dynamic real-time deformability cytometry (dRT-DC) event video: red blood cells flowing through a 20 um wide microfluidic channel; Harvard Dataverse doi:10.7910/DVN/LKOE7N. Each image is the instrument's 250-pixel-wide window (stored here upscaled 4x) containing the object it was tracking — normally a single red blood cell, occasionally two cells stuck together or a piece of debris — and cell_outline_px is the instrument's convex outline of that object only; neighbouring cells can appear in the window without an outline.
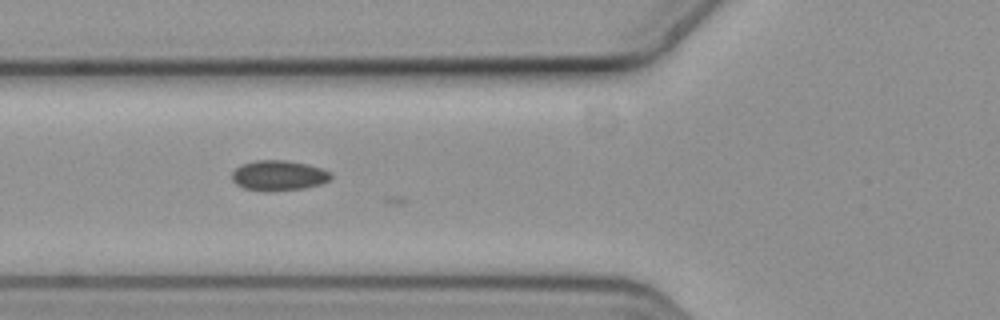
{"species": "common noctule bat (a hibernating species)", "species_latin": "Nyctalus noctula", "temperature_condition": "cold", "stored_images_in_passage": 5, "camera_frame_rate_fps": 3000, "um_per_image_px": 0.085, "animal": {"sex": "female", "body_mass_g": 19.3, "forearm_length_mm": 54.1}, "frame": {"image": 1, "passage_image": 3, "time_ms": 0.667, "image_size_px": [1000, 320], "cell_outline_px": [[332, 176], [328, 180], [320, 184], [304, 188], [272, 192], [268, 192], [244, 188], [236, 184], [232, 180], [232, 172], [240, 164], [256, 160], [284, 160], [308, 164], [332, 172]], "centroid_in_image_um": [23.66, 14.92], "position_along_channel_um": 102.1, "area_um2": 17.57}}
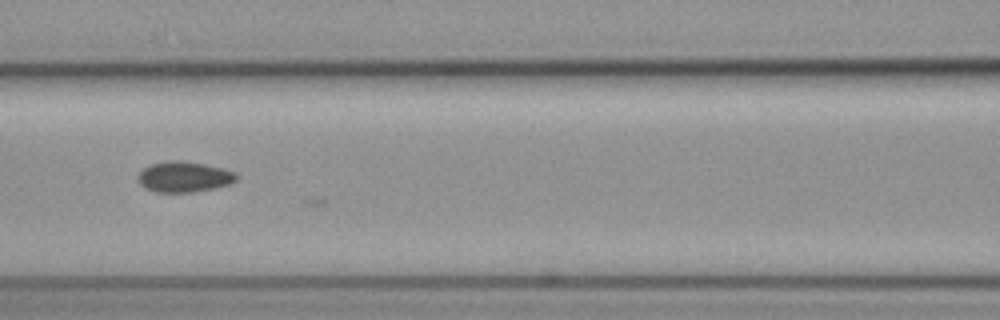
{"frame": {"image": 2, "passage_image": 4, "time_ms": 1.0, "image_size_px": [1000, 320], "cell_outline_px": [[236, 180], [228, 184], [216, 188], [192, 192], [156, 192], [144, 188], [136, 180], [136, 176], [144, 168], [152, 164], [168, 160], [180, 160], [204, 164], [224, 168], [236, 172]], "centroid_in_image_um": [15.62, 15.03], "position_along_channel_um": 151.0, "area_um2": 17.69}}